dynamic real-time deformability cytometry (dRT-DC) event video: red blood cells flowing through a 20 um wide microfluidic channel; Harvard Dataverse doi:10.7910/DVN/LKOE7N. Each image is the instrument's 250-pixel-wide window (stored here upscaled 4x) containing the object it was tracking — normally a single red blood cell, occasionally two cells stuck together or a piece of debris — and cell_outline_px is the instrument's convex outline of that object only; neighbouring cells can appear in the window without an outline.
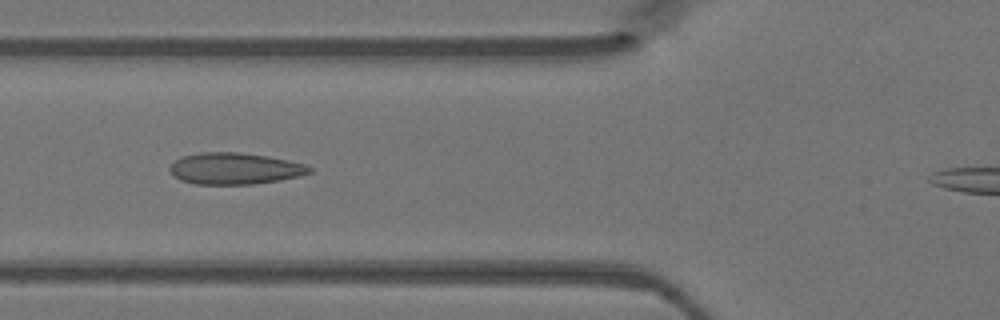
{"species": "Egyptian fruit bat (a non-hibernating species)", "species_latin": "Rousettus aegyptiacus", "temperature_condition": "warm", "stored_images_in_passage": 39, "camera_frame_rate_fps": 3000, "um_per_image_px": 0.085, "animal": {"sex": "female"}, "frame": {"image": 1, "passage_image": 14, "time_ms": 4.333, "image_size_px": [1000, 320], "cell_outline_px": [[312, 172], [280, 180], [252, 184], [196, 184], [180, 180], [172, 176], [168, 168], [176, 160], [184, 156], [200, 152], [240, 152], [268, 156], [288, 160], [304, 164], [312, 168]], "centroid_in_image_um": [19.92, 14.32], "position_along_channel_um": 105.9, "area_um2": 25.61}}
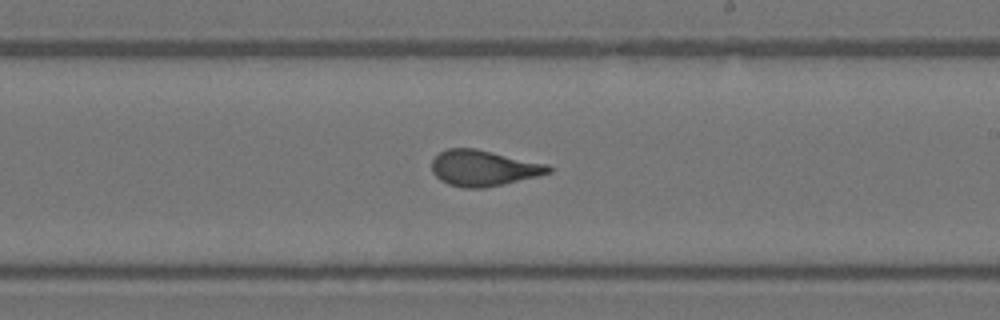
{"frame": {"image": 2, "passage_image": 24, "time_ms": 7.667, "image_size_px": [1000, 320], "cell_outline_px": [[552, 172], [504, 184], [484, 188], [464, 188], [448, 184], [440, 180], [432, 172], [432, 160], [440, 152], [448, 148], [476, 148], [548, 164], [552, 168]], "centroid_in_image_um": [41.09, 14.28], "position_along_channel_um": 247.9, "area_um2": 24.39}}
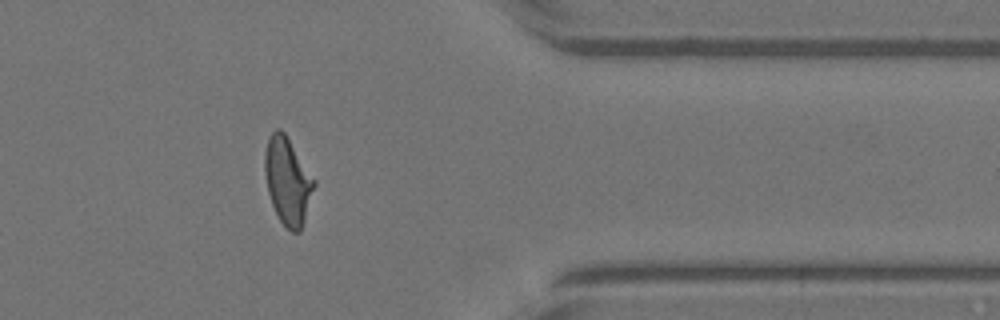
{"frame": {"image": 3, "passage_image": 35, "time_ms": 11.333, "image_size_px": [1000, 320], "cell_outline_px": [[316, 184], [300, 232], [292, 232], [280, 220], [272, 204], [268, 192], [264, 172], [264, 152], [268, 136], [276, 128], [280, 128], [284, 132], [316, 180]], "centroid_in_image_um": [24.44, 15.34], "position_along_channel_um": 387.0, "area_um2": 24.97}}